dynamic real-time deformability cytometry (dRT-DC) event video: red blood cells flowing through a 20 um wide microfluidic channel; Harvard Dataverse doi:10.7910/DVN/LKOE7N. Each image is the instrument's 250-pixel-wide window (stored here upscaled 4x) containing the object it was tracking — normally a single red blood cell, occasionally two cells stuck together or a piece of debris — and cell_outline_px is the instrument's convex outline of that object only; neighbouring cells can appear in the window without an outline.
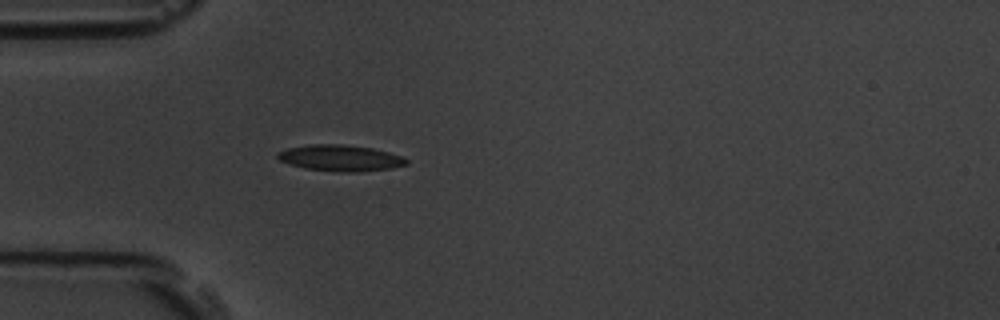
{"species": "common noctule bat (a hibernating species)", "species_latin": "Nyctalus noctula", "temperature_condition": "room temperature", "stored_images_in_passage": 3, "camera_frame_rate_fps": 3000, "um_per_image_px": 0.085, "animal": {"sex": "male", "body_mass_g": 19.5, "forearm_length_mm": 54.6}, "frame": {"image": 1, "passage_image": 3, "time_ms": 3.333, "image_size_px": [1000, 320], "cell_outline_px": [[408, 164], [392, 168], [360, 172], [340, 172], [304, 168], [280, 160], [276, 156], [276, 152], [288, 148], [312, 144], [340, 144], [372, 148], [388, 152], [400, 156], [408, 160]], "centroid_in_image_um": [28.93, 13.43], "position_along_channel_um": 56.1, "area_um2": 19.54}}